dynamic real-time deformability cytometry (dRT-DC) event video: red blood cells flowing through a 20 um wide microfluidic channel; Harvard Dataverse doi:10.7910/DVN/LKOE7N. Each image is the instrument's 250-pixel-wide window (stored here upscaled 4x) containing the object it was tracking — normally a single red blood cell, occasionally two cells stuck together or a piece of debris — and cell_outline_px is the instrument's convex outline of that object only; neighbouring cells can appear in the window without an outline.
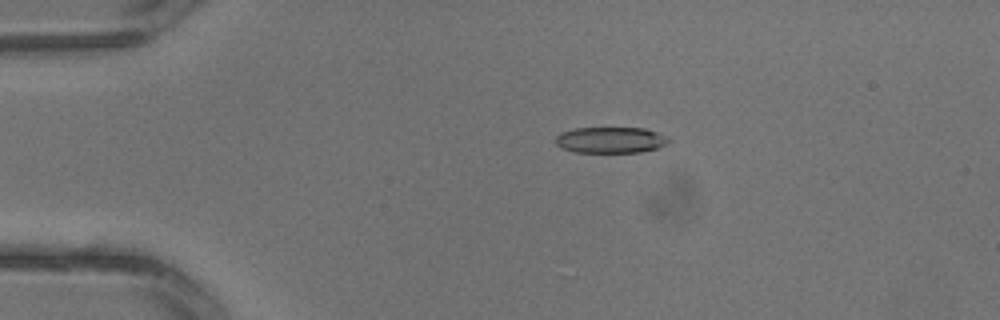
{"species": "common noctule bat (a hibernating species)", "species_latin": "Nyctalus noctula", "temperature_condition": "warm", "stored_images_in_passage": 4, "camera_frame_rate_fps": 3000, "um_per_image_px": 0.085, "animal": {"sex": "male", "body_mass_g": 13.3}, "frame": {"image": 1, "passage_image": 4, "time_ms": 1.0, "image_size_px": [1000, 320], "cell_outline_px": [[672, 140], [656, 148], [640, 152], [572, 152], [560, 148], [556, 144], [556, 136], [560, 132], [576, 128], [644, 128], [656, 132]], "centroid_in_image_um": [51.84, 11.9], "position_along_channel_um": 33.2, "area_um2": 17.11}}